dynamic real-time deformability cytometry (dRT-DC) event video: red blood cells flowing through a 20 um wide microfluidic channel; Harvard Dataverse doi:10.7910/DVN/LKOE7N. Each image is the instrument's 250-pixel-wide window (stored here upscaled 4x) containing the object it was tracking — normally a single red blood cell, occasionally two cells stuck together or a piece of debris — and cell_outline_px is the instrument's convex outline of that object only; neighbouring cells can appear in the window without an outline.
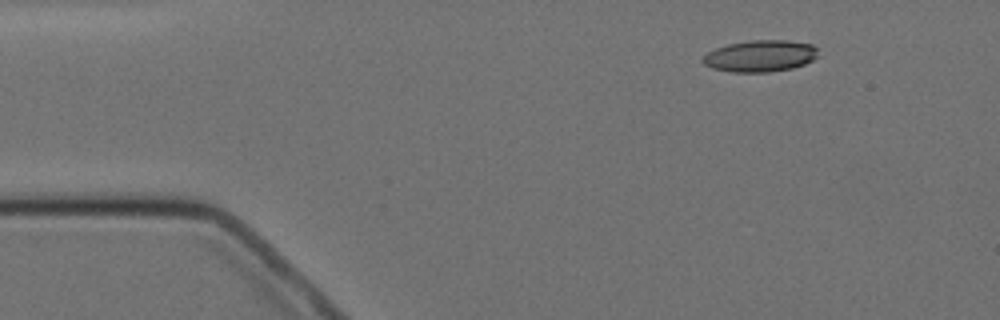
{"species": "Egyptian fruit bat (a non-hibernating species)", "species_latin": "Rousettus aegyptiacus", "temperature_condition": "cold", "stored_images_in_passage": 5, "camera_frame_rate_fps": 3000, "um_per_image_px": 0.085, "animal": {"sex": "female"}, "frame": {"image": 1, "passage_image": 2, "time_ms": 1.333, "image_size_px": [1000, 320], "cell_outline_px": [[816, 56], [812, 60], [804, 64], [792, 68], [768, 72], [732, 72], [712, 68], [704, 64], [700, 60], [708, 52], [716, 48], [728, 44], [752, 40], [784, 40], [812, 44], [816, 48]], "centroid_in_image_um": [64.59, 4.76], "position_along_channel_um": 20.4, "area_um2": 21.1}}